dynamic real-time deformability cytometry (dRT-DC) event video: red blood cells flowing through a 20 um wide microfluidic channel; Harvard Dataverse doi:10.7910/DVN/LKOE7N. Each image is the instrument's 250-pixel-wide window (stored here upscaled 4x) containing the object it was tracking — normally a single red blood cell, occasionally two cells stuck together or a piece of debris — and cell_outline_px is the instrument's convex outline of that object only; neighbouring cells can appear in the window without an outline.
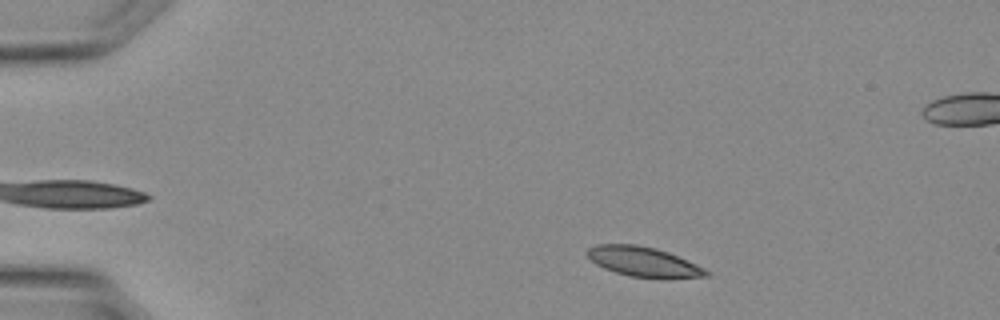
{"species": "Egyptian fruit bat (a non-hibernating species)", "species_latin": "Rousettus aegyptiacus", "temperature_condition": "warm", "stored_images_in_passage": 10, "camera_frame_rate_fps": 3000, "um_per_image_px": 0.085, "animal": {"sex": "female"}, "frame": {"image": 1, "passage_image": 2, "time_ms": 0.333, "image_size_px": [1000, 320], "cell_outline_px": [[712, 272], [708, 276], [628, 276], [604, 268], [596, 264], [584, 252], [588, 248], [596, 244], [636, 244], [656, 248], [668, 252], [696, 264]], "centroid_in_image_um": [54.62, 22.2], "position_along_channel_um": 30.4, "area_um2": 20.0}}